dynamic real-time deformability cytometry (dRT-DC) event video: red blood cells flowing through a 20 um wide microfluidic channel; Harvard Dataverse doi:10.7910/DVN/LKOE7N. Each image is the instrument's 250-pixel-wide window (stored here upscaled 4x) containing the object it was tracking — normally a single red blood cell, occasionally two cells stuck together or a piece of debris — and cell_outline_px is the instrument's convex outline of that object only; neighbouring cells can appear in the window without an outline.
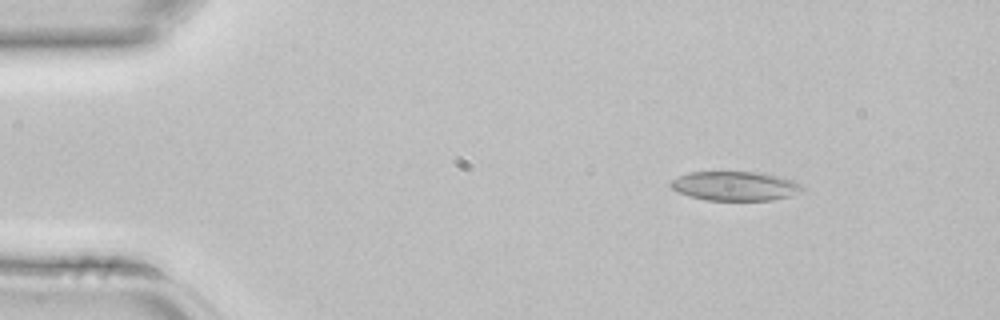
{"species": "common noctule bat (a hibernating species)", "species_latin": "Nyctalus noctula", "temperature_condition": "room temperature", "stored_images_in_passage": 4, "camera_frame_rate_fps": 3000, "um_per_image_px": 0.085, "animal": {"sex": "female", "body_mass_g": 22.7, "forearm_length_mm": 54.2}, "frame": {"image": 1, "passage_image": 2, "time_ms": 0.333, "image_size_px": [1000, 320], "cell_outline_px": [[804, 188], [792, 196], [772, 200], [704, 200], [688, 196], [672, 188], [668, 184], [672, 180], [688, 172], [756, 172], [780, 176], [804, 184]], "centroid_in_image_um": [62.5, 15.81], "position_along_channel_um": 22.5, "area_um2": 22.48}}
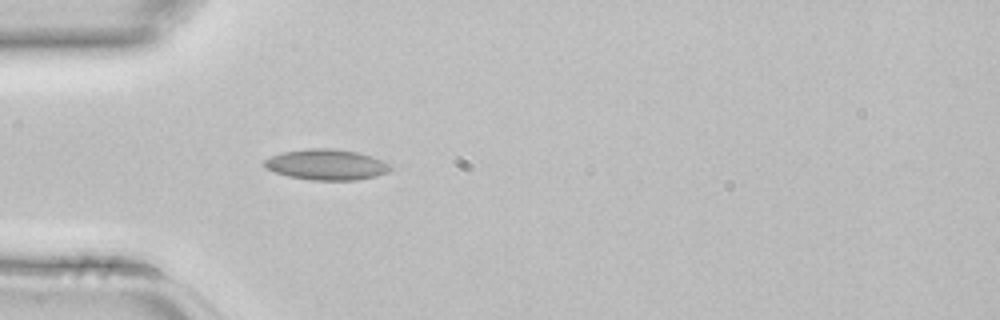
{"frame": {"image": 2, "passage_image": 4, "time_ms": 1.0, "image_size_px": [1000, 320], "cell_outline_px": [[392, 168], [388, 172], [376, 176], [356, 180], [312, 180], [288, 176], [264, 168], [264, 160], [272, 156], [284, 152], [308, 148], [332, 148], [356, 152], [372, 156], [392, 164]], "centroid_in_image_um": [27.78, 13.99], "position_along_channel_um": 57.2, "area_um2": 22.54}}